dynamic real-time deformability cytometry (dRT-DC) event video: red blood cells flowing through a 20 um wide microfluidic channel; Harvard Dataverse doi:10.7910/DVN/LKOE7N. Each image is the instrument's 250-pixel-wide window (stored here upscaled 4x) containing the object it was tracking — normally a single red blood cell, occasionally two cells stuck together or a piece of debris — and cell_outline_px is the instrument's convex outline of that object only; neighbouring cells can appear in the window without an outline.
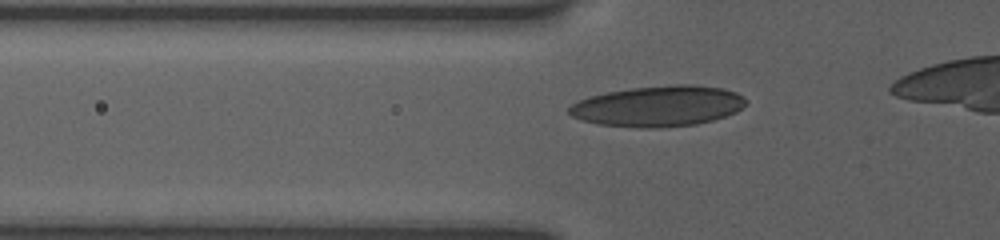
{"species": "human", "species_latin": "Homo sapiens", "temperature_condition": "room temperature", "stored_images_in_passage": 51, "camera_frame_rate_fps": 3000, "um_per_image_px": 0.085, "donor": {"sex": "female"}, "frame": {"image": 1, "passage_image": 9, "time_ms": 1.667, "image_size_px": [1000, 240], "cell_outline_px": [[748, 104], [736, 112], [712, 120], [696, 124], [660, 128], [636, 128], [600, 124], [584, 120], [572, 116], [568, 112], [568, 108], [572, 104], [588, 96], [608, 92], [632, 88], [676, 84], [692, 84], [720, 88], [736, 92], [748, 100]], "centroid_in_image_um": [55.97, 9.02], "position_along_channel_um": 69.8, "area_um2": 41.96}}
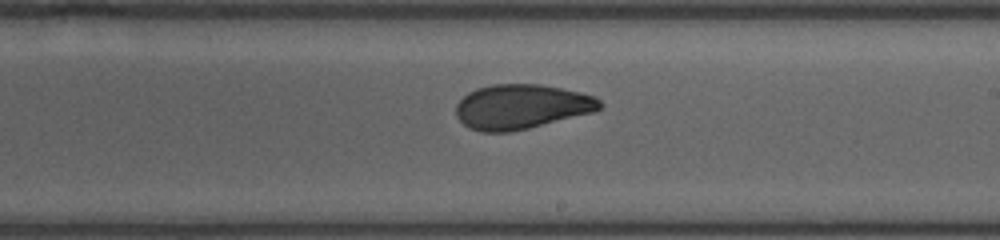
{"frame": {"image": 2, "passage_image": 30, "time_ms": 6.333, "image_size_px": [1000, 240], "cell_outline_px": [[604, 104], [596, 112], [528, 128], [508, 132], [480, 132], [468, 128], [456, 116], [456, 104], [468, 92], [476, 88], [492, 84], [540, 84], [580, 92], [596, 96]], "centroid_in_image_um": [44.33, 9.07], "position_along_channel_um": 244.7, "area_um2": 37.69}}
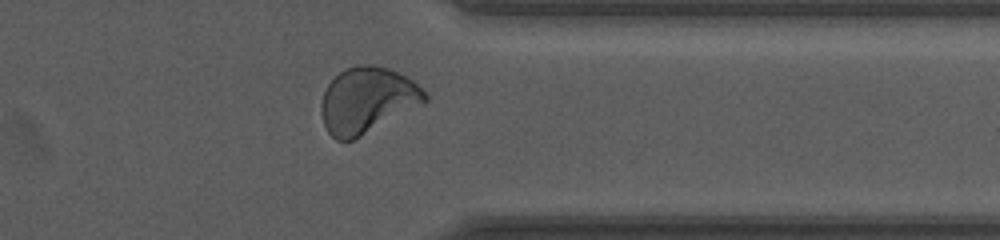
{"frame": {"image": 3, "passage_image": 48, "time_ms": 10.0, "image_size_px": [1000, 240], "cell_outline_px": [[428, 100], [424, 104], [352, 140], [336, 140], [328, 132], [324, 124], [320, 112], [320, 104], [324, 92], [328, 84], [340, 72], [356, 64], [372, 64], [388, 68], [412, 80], [428, 92]], "centroid_in_image_um": [31.23, 8.51], "position_along_channel_um": 380.2, "area_um2": 39.77}}